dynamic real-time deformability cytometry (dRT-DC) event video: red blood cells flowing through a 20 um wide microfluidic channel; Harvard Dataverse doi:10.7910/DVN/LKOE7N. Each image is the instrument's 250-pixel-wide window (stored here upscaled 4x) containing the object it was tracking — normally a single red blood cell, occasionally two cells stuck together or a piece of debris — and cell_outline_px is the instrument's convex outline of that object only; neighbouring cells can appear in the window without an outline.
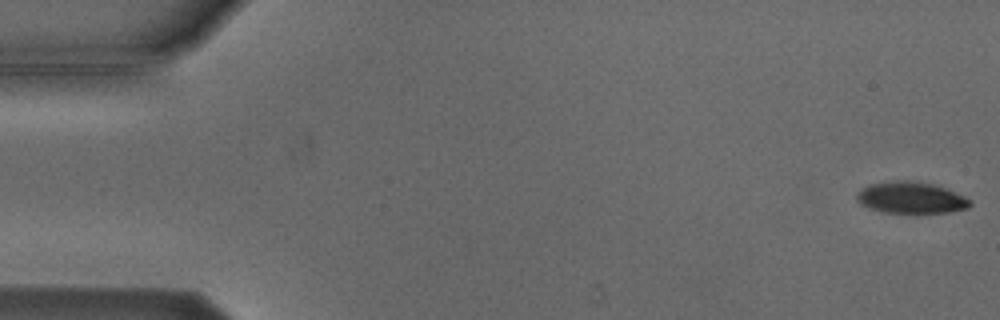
{"species": "Egyptian fruit bat (a non-hibernating species)", "species_latin": "Rousettus aegyptiacus", "temperature_condition": "cold", "stored_images_in_passage": 5, "camera_frame_rate_fps": 3000, "um_per_image_px": 0.085, "animal": {"sex": "male"}, "frame": {"image": 1, "passage_image": 1, "time_ms": 0.0, "image_size_px": [1000, 320], "cell_outline_px": [[972, 204], [968, 208], [948, 212], [916, 216], [884, 212], [868, 208], [860, 204], [856, 200], [856, 192], [868, 184], [896, 180], [908, 180], [932, 184], [944, 188], [964, 196], [972, 200]], "centroid_in_image_um": [77.41, 16.85], "position_along_channel_um": 7.6, "area_um2": 21.68}}
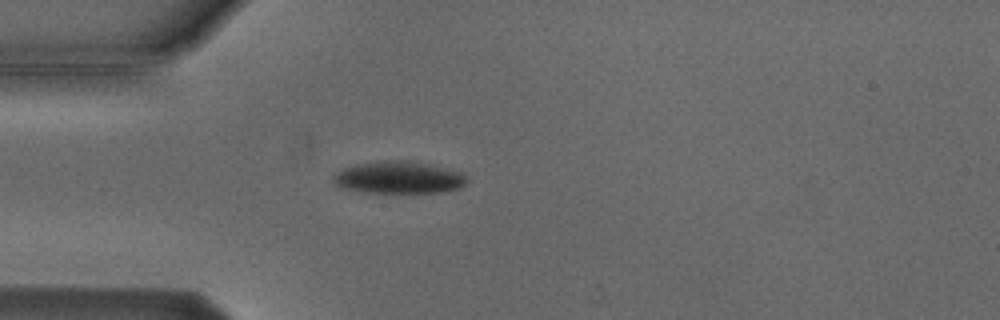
{"frame": {"image": 2, "passage_image": 5, "time_ms": 4.667, "image_size_px": [1000, 320], "cell_outline_px": [[468, 180], [460, 188], [444, 192], [364, 192], [340, 188], [332, 180], [332, 176], [336, 172], [344, 168], [356, 164], [376, 160], [408, 160], [432, 164], [460, 172]], "centroid_in_image_um": [33.86, 15.07], "position_along_channel_um": 51.1, "area_um2": 25.26}}